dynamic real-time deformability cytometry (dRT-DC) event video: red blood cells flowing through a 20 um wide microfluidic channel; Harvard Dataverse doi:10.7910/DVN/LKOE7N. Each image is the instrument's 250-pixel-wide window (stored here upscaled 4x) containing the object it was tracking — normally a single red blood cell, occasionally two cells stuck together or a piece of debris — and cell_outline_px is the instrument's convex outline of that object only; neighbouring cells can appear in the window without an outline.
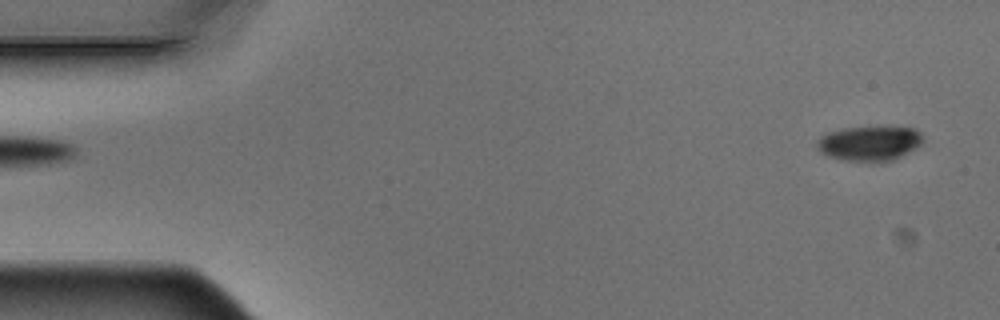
{"species": "Egyptian fruit bat (a non-hibernating species)", "species_latin": "Rousettus aegyptiacus", "temperature_condition": "warm", "stored_images_in_passage": 6, "segment_of_instrument_passage": [2, 2], "camera_frame_rate_fps": 3000, "um_per_image_px": 0.085, "animal": {"sex": "male"}, "frame": {"image": 1, "passage_image": 6, "time_ms": 1.667, "image_size_px": [1000, 320], "cell_outline_px": [[924, 140], [916, 148], [892, 160], [844, 160], [828, 156], [820, 152], [816, 148], [816, 140], [820, 136], [828, 132], [844, 128], [880, 124], [892, 124], [916, 128], [924, 136]], "centroid_in_image_um": [73.94, 12.1], "position_along_channel_um": 11.1, "area_um2": 22.25}}